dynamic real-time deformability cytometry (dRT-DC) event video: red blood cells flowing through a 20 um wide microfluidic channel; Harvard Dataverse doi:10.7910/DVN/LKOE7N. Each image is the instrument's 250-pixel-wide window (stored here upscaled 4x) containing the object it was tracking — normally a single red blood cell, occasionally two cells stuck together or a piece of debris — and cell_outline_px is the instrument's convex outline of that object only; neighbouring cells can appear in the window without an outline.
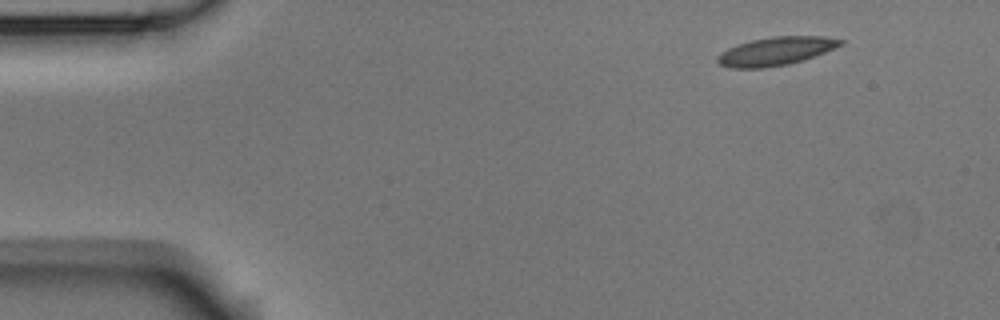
{"species": "Egyptian fruit bat (a non-hibernating species)", "species_latin": "Rousettus aegyptiacus", "temperature_condition": "room temperature", "stored_images_in_passage": 6, "segment_of_instrument_passage": [2, 2], "camera_frame_rate_fps": 3000, "um_per_image_px": 0.085, "animal": {"sex": "male"}, "frame": {"image": 1, "passage_image": 6, "time_ms": 1.667, "image_size_px": [1000, 320], "cell_outline_px": [[844, 44], [804, 60], [788, 64], [764, 68], [728, 68], [716, 64], [716, 56], [720, 52], [736, 44], [752, 40], [772, 36], [824, 36], [844, 40]], "centroid_in_image_um": [65.89, 4.35], "position_along_channel_um": 19.1, "area_um2": 20.58}}